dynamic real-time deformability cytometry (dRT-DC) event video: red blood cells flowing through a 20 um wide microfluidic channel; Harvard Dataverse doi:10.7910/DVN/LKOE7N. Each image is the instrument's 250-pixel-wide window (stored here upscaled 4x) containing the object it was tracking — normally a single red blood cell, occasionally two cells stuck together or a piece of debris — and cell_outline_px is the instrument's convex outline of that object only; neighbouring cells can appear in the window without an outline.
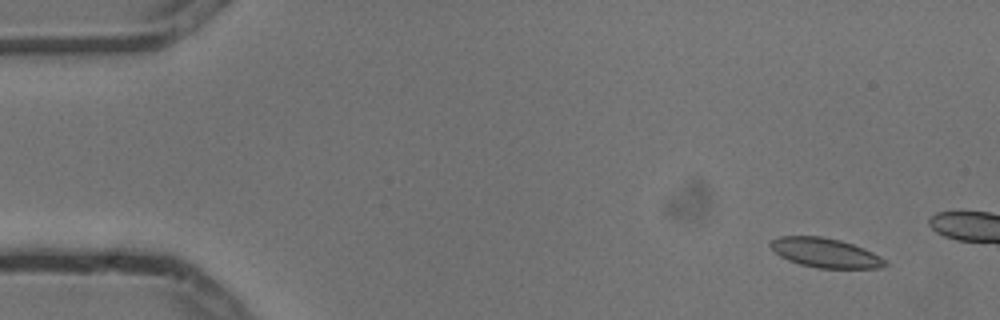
{"species": "common noctule bat (a hibernating species)", "species_latin": "Nyctalus noctula", "temperature_condition": "cold", "stored_images_in_passage": 4, "camera_frame_rate_fps": 3000, "um_per_image_px": 0.085, "animal": {"sex": "male", "body_mass_g": 13.3}, "frame": {"image": 1, "passage_image": 2, "time_ms": 0.333, "image_size_px": [1000, 320], "cell_outline_px": [[888, 264], [880, 268], [816, 268], [800, 264], [788, 260], [780, 256], [768, 244], [772, 240], [780, 236], [824, 236], [840, 240], [864, 248], [888, 260]], "centroid_in_image_um": [70.17, 21.49], "position_along_channel_um": 14.8, "area_um2": 19.71}}